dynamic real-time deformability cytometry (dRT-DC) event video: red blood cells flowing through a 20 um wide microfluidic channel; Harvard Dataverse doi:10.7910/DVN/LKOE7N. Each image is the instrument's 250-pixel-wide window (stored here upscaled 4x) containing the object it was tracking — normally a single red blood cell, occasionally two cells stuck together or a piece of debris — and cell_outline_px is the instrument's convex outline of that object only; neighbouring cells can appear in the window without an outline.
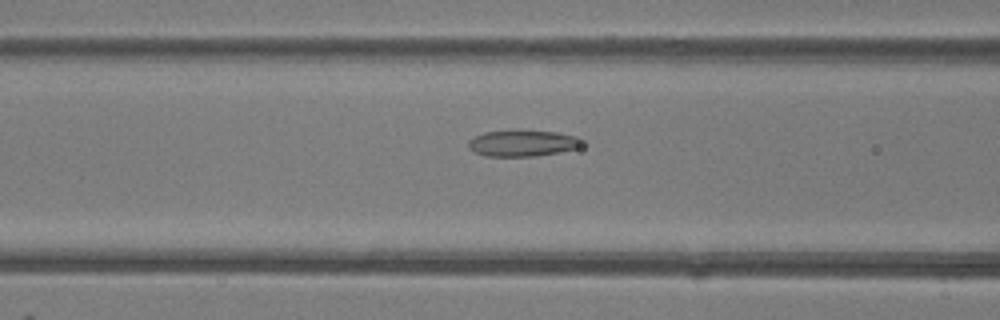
{"species": "common noctule bat (a hibernating species)", "species_latin": "Nyctalus noctula", "temperature_condition": "room temperature", "stored_images_in_passage": 49, "camera_frame_rate_fps": 3000, "um_per_image_px": 0.085, "animal": {"sex": "female"}, "frame": {"image": 1, "passage_image": 20, "time_ms": 6.333, "image_size_px": [1000, 320], "cell_outline_px": [[584, 144], [580, 148], [560, 152], [536, 156], [484, 156], [472, 152], [468, 148], [468, 140], [484, 132], [508, 128], [516, 128], [556, 132], [576, 136], [584, 140]], "centroid_in_image_um": [44.42, 12.14], "position_along_channel_um": 122.2, "area_um2": 18.32}}
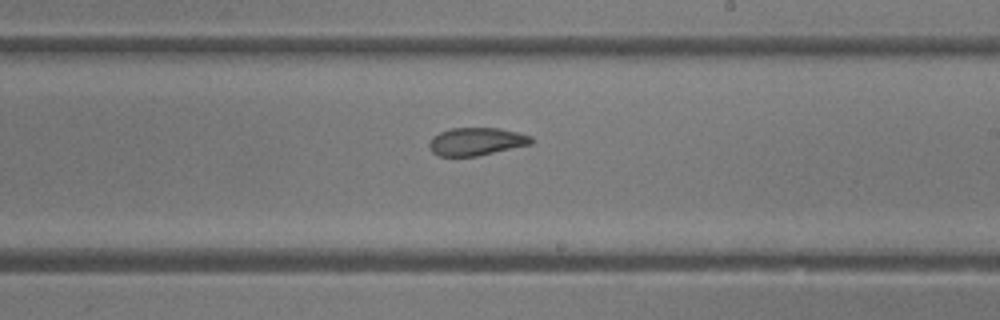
{"frame": {"image": 2, "passage_image": 29, "time_ms": 9.333, "image_size_px": [1000, 320], "cell_outline_px": [[532, 144], [476, 156], [436, 156], [428, 148], [428, 144], [432, 136], [440, 132], [452, 128], [500, 128], [520, 132], [532, 136]], "centroid_in_image_um": [40.47, 12.02], "position_along_channel_um": 248.5, "area_um2": 16.7}}
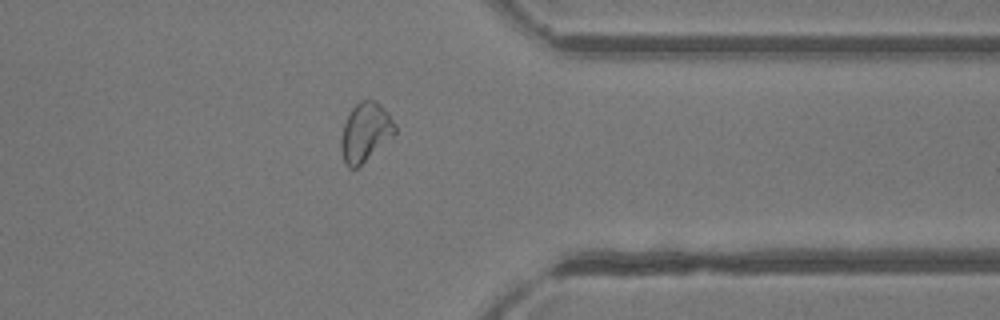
{"frame": {"image": 3, "passage_image": 39, "time_ms": 12.667, "image_size_px": [1000, 320], "cell_outline_px": [[396, 132], [392, 136], [356, 168], [348, 168], [344, 164], [340, 148], [340, 140], [344, 124], [348, 112], [360, 100], [376, 100], [388, 112], [396, 124]], "centroid_in_image_um": [31.03, 11.21], "position_along_channel_um": 380.4, "area_um2": 18.44}, "authors_computed_cell_mechanics": {"area_um2": 19.1318, "velocity_mm_per_s": 4.2094, "shape_relaxation_time_tau1_ms": 8.7428, "shape_relaxation_time_tau2_ms": 2.5756, "deformation_change_tau1": 0.1919, "deformation_change_tau2": 0.0984}}